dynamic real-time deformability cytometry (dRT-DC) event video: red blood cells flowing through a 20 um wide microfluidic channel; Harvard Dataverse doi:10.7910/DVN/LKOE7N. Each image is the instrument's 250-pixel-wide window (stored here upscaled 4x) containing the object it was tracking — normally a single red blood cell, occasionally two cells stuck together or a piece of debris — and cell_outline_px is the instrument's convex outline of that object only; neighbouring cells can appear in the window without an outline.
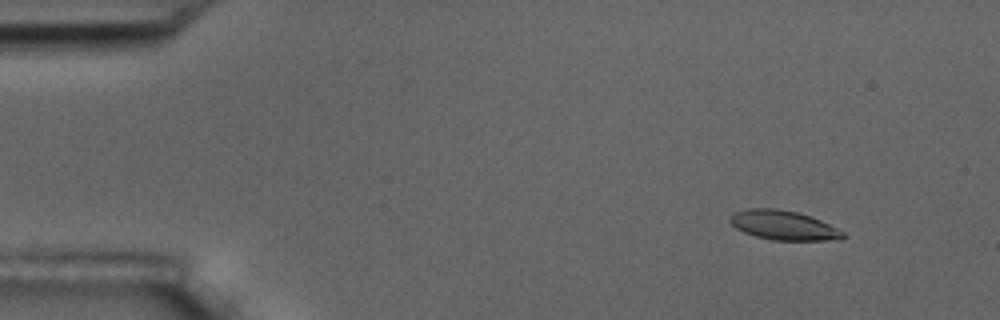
{"species": "common noctule bat (a hibernating species)", "species_latin": "Nyctalus noctula", "temperature_condition": "room temperature", "stored_images_in_passage": 4, "camera_frame_rate_fps": 3000, "um_per_image_px": 0.085, "animal": {"sex": "male", "body_mass_g": 17.5, "forearm_length_mm": 52.3}, "frame": {"image": 1, "passage_image": 1, "time_ms": 0.0, "image_size_px": [1000, 320], "cell_outline_px": [[848, 236], [840, 240], [772, 240], [756, 236], [744, 232], [736, 228], [728, 220], [728, 216], [732, 212], [752, 208], [776, 208], [800, 212], [820, 220], [844, 232]], "centroid_in_image_um": [66.59, 19.14], "position_along_channel_um": 18.4, "area_um2": 19.54}}
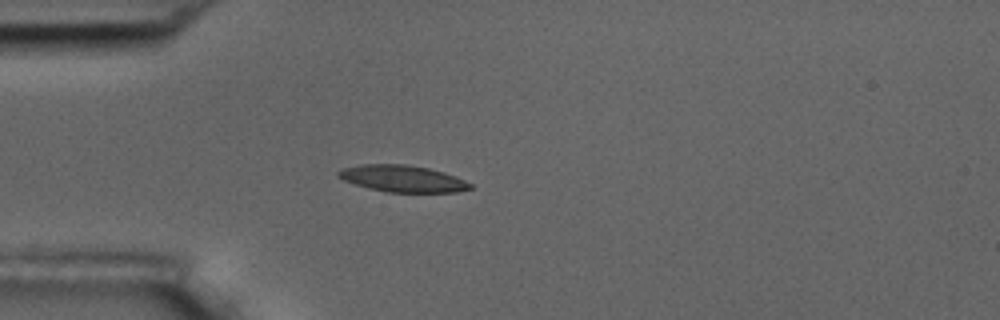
{"frame": {"image": 2, "passage_image": 3, "time_ms": 3.333, "image_size_px": [1000, 320], "cell_outline_px": [[472, 188], [456, 192], [388, 192], [368, 188], [344, 180], [336, 176], [336, 172], [340, 168], [360, 164], [404, 164], [428, 168], [444, 172], [456, 176], [472, 184]], "centroid_in_image_um": [34.19, 15.17], "position_along_channel_um": 50.8, "area_um2": 20.58}}